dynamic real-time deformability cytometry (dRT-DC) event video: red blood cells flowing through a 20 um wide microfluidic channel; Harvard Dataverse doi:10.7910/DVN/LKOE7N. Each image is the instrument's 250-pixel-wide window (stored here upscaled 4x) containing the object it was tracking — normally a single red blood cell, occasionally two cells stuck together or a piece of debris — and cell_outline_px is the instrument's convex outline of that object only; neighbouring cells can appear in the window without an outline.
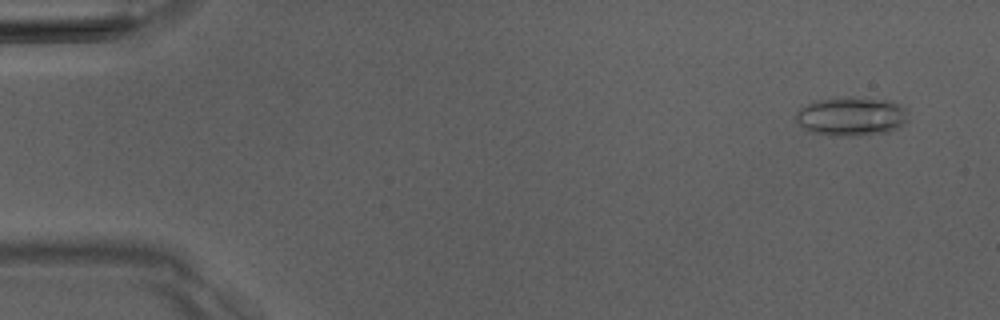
{"species": "Egyptian fruit bat (a non-hibernating species)", "species_latin": "Rousettus aegyptiacus", "temperature_condition": "room temperature", "stored_images_in_passage": 4, "camera_frame_rate_fps": 3000, "um_per_image_px": 0.085, "animal": {"sex": "male"}, "frame": {"image": 1, "passage_image": 1, "time_ms": 0.0, "image_size_px": [1000, 320], "cell_outline_px": [[904, 124], [888, 132], [848, 136], [808, 132], [796, 120], [796, 112], [800, 108], [808, 104], [820, 100], [892, 100], [900, 104], [904, 108]], "centroid_in_image_um": [72.34, 9.94], "position_along_channel_um": 12.7, "area_um2": 24.04}}